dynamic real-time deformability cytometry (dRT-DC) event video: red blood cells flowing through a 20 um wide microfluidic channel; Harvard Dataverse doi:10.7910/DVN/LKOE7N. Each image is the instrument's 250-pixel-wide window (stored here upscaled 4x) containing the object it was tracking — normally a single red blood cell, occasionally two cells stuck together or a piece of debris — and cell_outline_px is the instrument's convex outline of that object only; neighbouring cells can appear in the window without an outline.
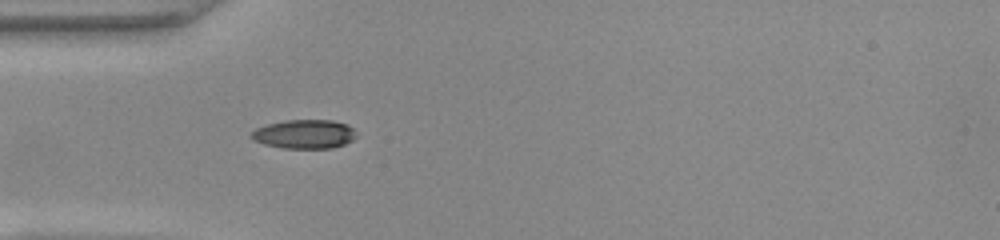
{"species": "common noctule bat (a hibernating species)", "species_latin": "Nyctalus noctula", "temperature_condition": "warm", "stored_images_in_passage": 37, "camera_frame_rate_fps": 3000, "um_per_image_px": 0.085, "animal": {"sex": "female", "body_mass_g": 22.0, "forearm_length_mm": 56.7}, "frame": {"image": 1, "passage_image": 1, "time_ms": 0.0, "image_size_px": [1000, 240], "cell_outline_px": [[356, 136], [352, 140], [344, 144], [332, 148], [284, 148], [264, 144], [252, 140], [248, 136], [256, 128], [268, 124], [284, 120], [332, 120], [348, 124], [356, 132]], "centroid_in_image_um": [25.86, 11.39], "position_along_channel_um": 59.1, "area_um2": 17.8}}
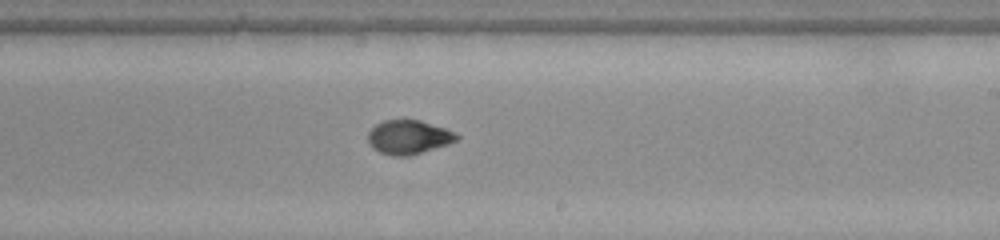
{"frame": {"image": 2, "passage_image": 16, "time_ms": 5.0, "image_size_px": [1000, 240], "cell_outline_px": [[460, 136], [456, 140], [448, 144], [408, 156], [392, 156], [380, 152], [372, 148], [368, 144], [368, 132], [376, 124], [384, 120], [420, 120], [456, 132]], "centroid_in_image_um": [34.71, 11.66], "position_along_channel_um": 254.3, "area_um2": 17.51}}
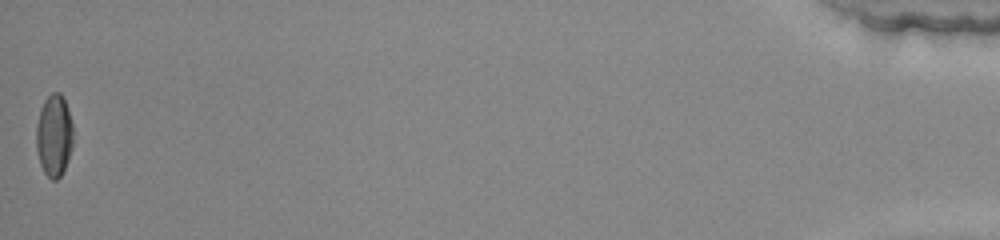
{"frame": {"image": 3, "passage_image": 37, "time_ms": 12.0, "image_size_px": [1000, 240], "cell_outline_px": [[72, 144], [68, 160], [60, 176], [56, 180], [52, 180], [44, 172], [40, 164], [36, 148], [36, 124], [40, 108], [44, 100], [52, 92], [60, 92], [64, 100], [72, 124]], "centroid_in_image_um": [4.57, 11.51], "position_along_channel_um": 430.6, "area_um2": 17.51}, "authors_computed_cell_mechanics": {"area_um2": 17.7446, "velocity_mm_per_s": 3.9546, "shape_relaxation_time_tau1_ms": 6.4406, "shape_relaxation_time_tau2_ms": 1.4374, "deformation_change_tau1": 0.2185, "deformation_change_tau2": 0.0472}}